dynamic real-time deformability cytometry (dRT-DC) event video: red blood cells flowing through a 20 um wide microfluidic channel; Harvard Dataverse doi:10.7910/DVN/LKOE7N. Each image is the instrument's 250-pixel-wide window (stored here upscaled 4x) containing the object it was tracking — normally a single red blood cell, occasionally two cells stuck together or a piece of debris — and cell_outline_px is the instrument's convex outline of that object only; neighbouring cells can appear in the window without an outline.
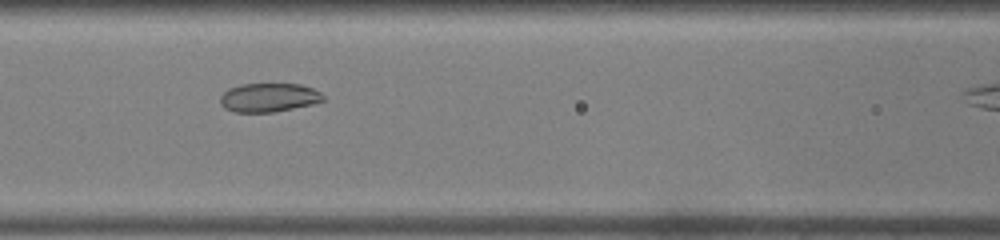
{"species": "common noctule bat (a hibernating species)", "species_latin": "Nyctalus noctula", "temperature_condition": "warm", "stored_images_in_passage": 24, "camera_frame_rate_fps": 3000, "um_per_image_px": 0.085, "animal": {"sex": "male", "body_mass_g": 19.0, "forearm_length_mm": 50.8}, "frame": {"image": 1, "passage_image": 6, "time_ms": 1.667, "image_size_px": [1000, 240], "cell_outline_px": [[324, 100], [312, 104], [272, 112], [232, 112], [224, 108], [220, 104], [220, 96], [228, 88], [240, 84], [300, 84], [312, 88], [320, 92], [324, 96]], "centroid_in_image_um": [22.81, 8.29], "position_along_channel_um": 143.8, "area_um2": 17.28}}
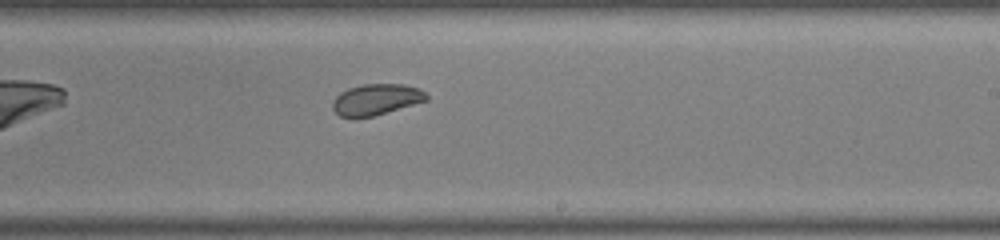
{"frame": {"image": 2, "passage_image": 14, "time_ms": 4.333, "image_size_px": [1000, 240], "cell_outline_px": [[428, 100], [372, 116], [352, 120], [340, 116], [332, 108], [332, 100], [340, 92], [348, 88], [364, 84], [404, 84], [420, 88], [428, 96]], "centroid_in_image_um": [31.93, 8.47], "position_along_channel_um": 257.1, "area_um2": 17.22}}
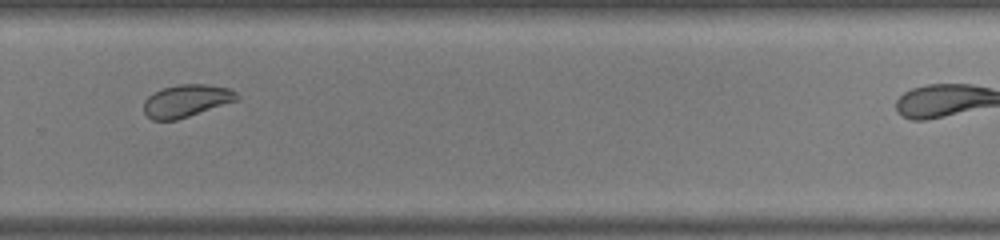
{"frame": {"image": 3, "passage_image": 18, "time_ms": 5.667, "image_size_px": [1000, 240], "cell_outline_px": [[240, 96], [236, 100], [176, 120], [152, 120], [144, 112], [144, 100], [152, 92], [164, 88], [180, 84], [208, 84], [228, 88], [236, 92]], "centroid_in_image_um": [15.81, 8.55], "position_along_channel_um": 314.0, "area_um2": 17.4}}